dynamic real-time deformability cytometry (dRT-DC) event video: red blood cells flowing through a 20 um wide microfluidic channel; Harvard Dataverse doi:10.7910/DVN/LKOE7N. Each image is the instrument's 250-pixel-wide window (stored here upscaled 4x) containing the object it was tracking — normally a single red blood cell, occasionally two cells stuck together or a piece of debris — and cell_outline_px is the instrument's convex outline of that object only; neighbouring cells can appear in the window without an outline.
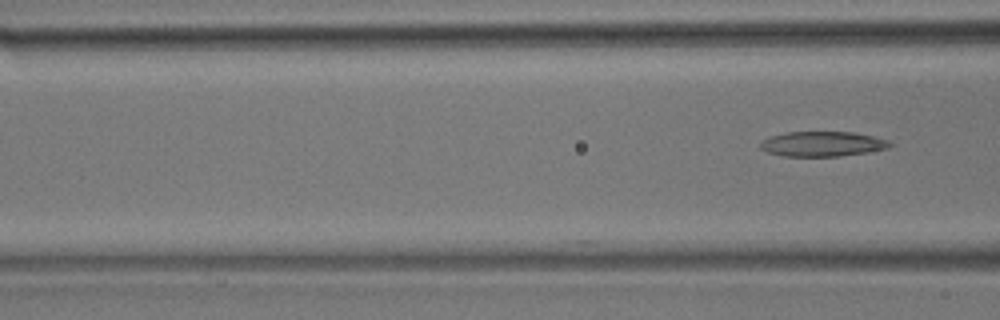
{"species": "common noctule bat (a hibernating species)", "species_latin": "Nyctalus noctula", "temperature_condition": "room temperature", "stored_images_in_passage": 5, "camera_frame_rate_fps": 3000, "um_per_image_px": 0.085, "animal": {"sex": "male", "body_mass_g": 17.9}, "frame": {"image": 1, "passage_image": 5, "time_ms": 1.333, "image_size_px": [1000, 320], "cell_outline_px": [[892, 144], [888, 148], [868, 152], [840, 156], [784, 156], [768, 152], [760, 148], [760, 144], [768, 136], [788, 132], [856, 132], [888, 140]], "centroid_in_image_um": [69.91, 12.23], "position_along_channel_um": 96.7, "area_um2": 18.79}}